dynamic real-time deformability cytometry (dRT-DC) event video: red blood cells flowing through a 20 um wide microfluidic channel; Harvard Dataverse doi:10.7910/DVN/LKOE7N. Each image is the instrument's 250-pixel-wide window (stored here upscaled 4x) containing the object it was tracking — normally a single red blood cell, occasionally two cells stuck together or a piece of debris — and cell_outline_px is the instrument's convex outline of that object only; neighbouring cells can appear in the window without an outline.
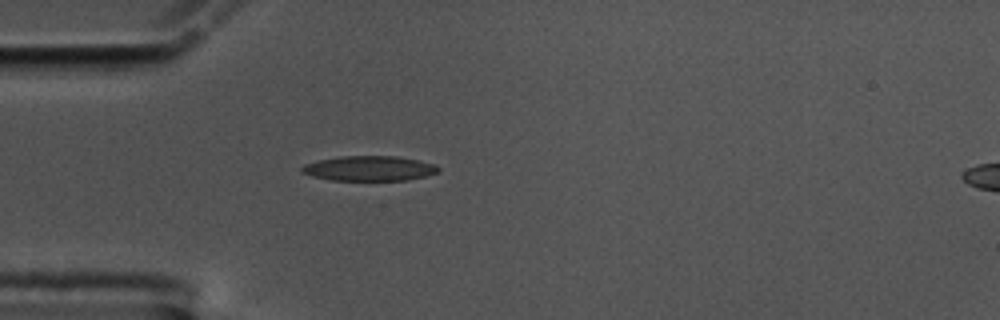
{"species": "common noctule bat (a hibernating species)", "species_latin": "Nyctalus noctula", "temperature_condition": "cold", "stored_images_in_passage": 41, "camera_frame_rate_fps": 3000, "um_per_image_px": 0.085, "animal": {"sex": "male", "body_mass_g": 17.5, "forearm_length_mm": 52.3}, "frame": {"image": 1, "passage_image": 1, "time_ms": 0.0, "image_size_px": [1000, 320], "cell_outline_px": [[440, 172], [408, 180], [332, 180], [312, 176], [300, 172], [300, 168], [304, 164], [320, 160], [340, 156], [396, 156], [420, 160], [436, 164], [440, 168]], "centroid_in_image_um": [31.41, 14.31], "position_along_channel_um": 53.6, "area_um2": 19.94}}
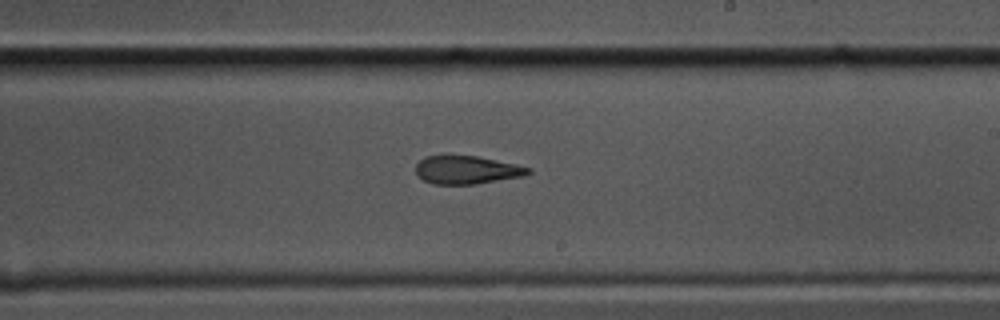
{"frame": {"image": 2, "passage_image": 18, "time_ms": 5.667, "image_size_px": [1000, 320], "cell_outline_px": [[532, 172], [524, 176], [472, 184], [432, 184], [424, 180], [416, 172], [416, 164], [424, 156], [448, 152], [476, 156], [516, 164], [532, 168]], "centroid_in_image_um": [39.63, 14.39], "position_along_channel_um": 249.4, "area_um2": 19.02}}
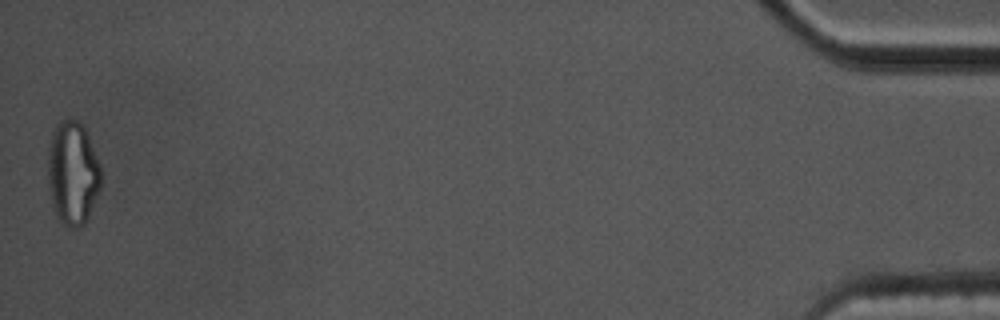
{"frame": {"image": 3, "passage_image": 41, "time_ms": 13.333, "image_size_px": [1000, 320], "cell_outline_px": [[100, 188], [88, 220], [80, 228], [68, 228], [56, 216], [52, 200], [48, 180], [48, 152], [52, 132], [64, 120], [76, 120], [84, 128], [88, 136], [100, 164]], "centroid_in_image_um": [6.19, 14.78], "position_along_channel_um": 429.0, "area_um2": 31.73}, "authors_computed_cell_mechanics": {"area_um2": 20.1144, "velocity_mm_per_s": 3.5784, "shape_relaxation_time_tau1_ms": null, "shape_relaxation_time_tau2_ms": 3.1024, "deformation_change_tau1": null, "deformation_change_tau2": 0.114}}